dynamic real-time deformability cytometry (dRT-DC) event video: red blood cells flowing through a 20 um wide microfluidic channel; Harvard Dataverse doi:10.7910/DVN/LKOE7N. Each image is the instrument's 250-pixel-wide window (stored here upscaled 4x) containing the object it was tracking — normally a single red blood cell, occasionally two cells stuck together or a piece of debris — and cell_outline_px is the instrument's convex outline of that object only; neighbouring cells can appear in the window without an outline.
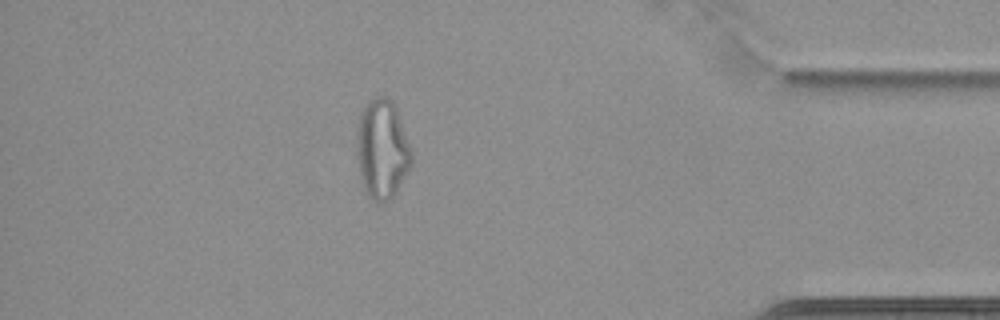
{"species": "common noctule bat (a hibernating species)", "species_latin": "Nyctalus noctula", "temperature_condition": "cold", "stored_images_in_passage": 52, "camera_frame_rate_fps": 3000, "um_per_image_px": 0.085, "animal": {"sex": "female", "body_mass_g": 22.7, "forearm_length_mm": 54.2}, "frame": {"image": 1, "passage_image": 45, "time_ms": 14.667, "image_size_px": [1000, 320], "cell_outline_px": [[412, 164], [396, 192], [388, 200], [380, 204], [372, 200], [368, 196], [364, 188], [360, 176], [356, 156], [356, 136], [360, 112], [372, 96], [384, 96], [392, 100], [396, 108], [412, 152]], "centroid_in_image_um": [32.46, 12.68], "position_along_channel_um": 402.7, "area_um2": 31.96}, "authors_computed_cell_mechanics": {"area_um2": 29.5647, "velocity_mm_per_s": 3.487, "shape_relaxation_time_tau1_ms": null, "shape_relaxation_time_tau2_ms": 2.4656, "deformation_change_tau1": null, "deformation_change_tau2": 0.1058}}